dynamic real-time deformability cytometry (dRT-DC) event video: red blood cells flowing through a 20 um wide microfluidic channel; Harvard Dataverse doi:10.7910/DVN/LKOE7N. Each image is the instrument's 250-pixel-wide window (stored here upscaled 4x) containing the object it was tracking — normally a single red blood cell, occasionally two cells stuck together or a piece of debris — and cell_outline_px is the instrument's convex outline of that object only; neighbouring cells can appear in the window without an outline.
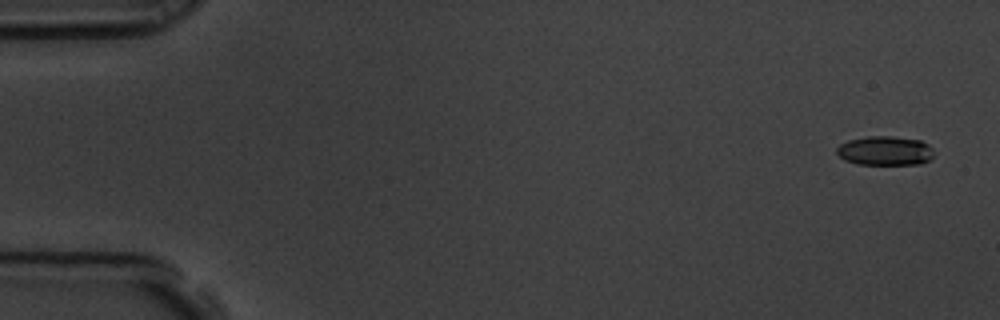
{"species": "common noctule bat (a hibernating species)", "species_latin": "Nyctalus noctula", "temperature_condition": "room temperature", "stored_images_in_passage": 9, "camera_frame_rate_fps": 3000, "um_per_image_px": 0.085, "animal": {"sex": "male", "body_mass_g": 19.5, "forearm_length_mm": 54.6}, "frame": {"image": 1, "passage_image": 1, "time_ms": 0.0, "image_size_px": [1000, 320], "cell_outline_px": [[932, 156], [928, 160], [920, 164], [856, 164], [844, 160], [836, 152], [836, 148], [840, 144], [848, 140], [868, 136], [892, 136], [920, 140], [928, 144], [932, 148]], "centroid_in_image_um": [75.2, 12.81], "position_along_channel_um": 9.8, "area_um2": 16.53}}
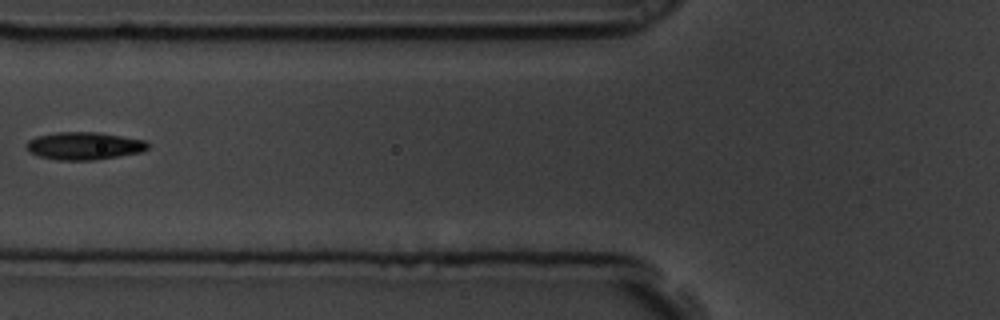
{"frame": {"image": 2, "passage_image": 7, "time_ms": 2.0, "image_size_px": [1000, 320], "cell_outline_px": [[152, 144], [148, 148], [140, 152], [92, 160], [56, 160], [40, 156], [28, 152], [28, 140], [36, 136], [56, 132], [100, 132], [144, 140]], "centroid_in_image_um": [7.16, 12.39], "position_along_channel_um": 118.6, "area_um2": 19.48}}
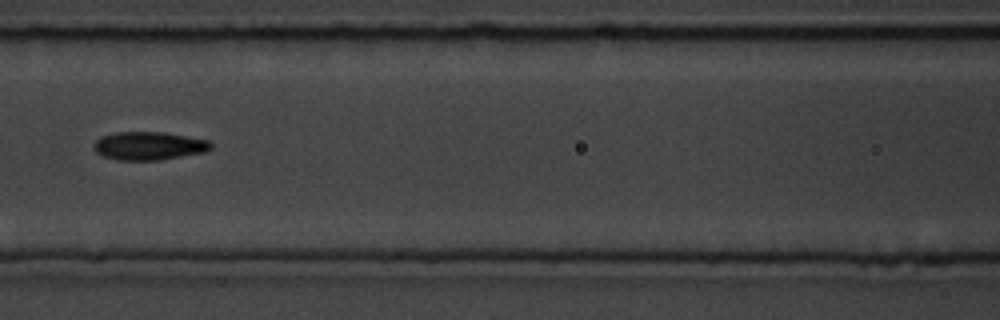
{"frame": {"image": 3, "passage_image": 8, "time_ms": 2.333, "image_size_px": [1000, 320], "cell_outline_px": [[212, 148], [204, 152], [160, 160], [116, 160], [104, 156], [96, 152], [92, 144], [100, 136], [112, 132], [164, 132], [208, 140], [212, 144]], "centroid_in_image_um": [12.62, 12.39], "position_along_channel_um": 154.0, "area_um2": 19.36}}